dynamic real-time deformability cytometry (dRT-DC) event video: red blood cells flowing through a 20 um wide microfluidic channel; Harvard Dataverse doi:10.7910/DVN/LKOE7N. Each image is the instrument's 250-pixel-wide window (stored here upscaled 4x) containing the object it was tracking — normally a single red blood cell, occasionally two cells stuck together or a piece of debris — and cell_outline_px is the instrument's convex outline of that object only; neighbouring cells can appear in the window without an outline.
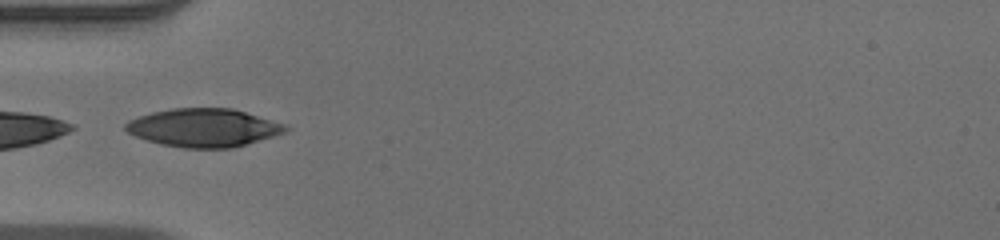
{"species": "human", "species_latin": "Homo sapiens", "temperature_condition": "warm", "stored_images_in_passage": 36, "camera_frame_rate_fps": 3000, "um_per_image_px": 0.085, "donor": {"sex": "male"}, "frame": {"image": 1, "passage_image": 1, "time_ms": 0.0, "image_size_px": [1000, 240], "cell_outline_px": [[288, 128], [284, 132], [272, 136], [232, 148], [184, 148], [164, 144], [148, 140], [136, 136], [128, 132], [124, 128], [124, 124], [128, 120], [152, 112], [172, 108], [232, 108], [288, 124]], "centroid_in_image_um": [17.31, 10.84], "position_along_channel_um": 67.7, "area_um2": 35.43}}
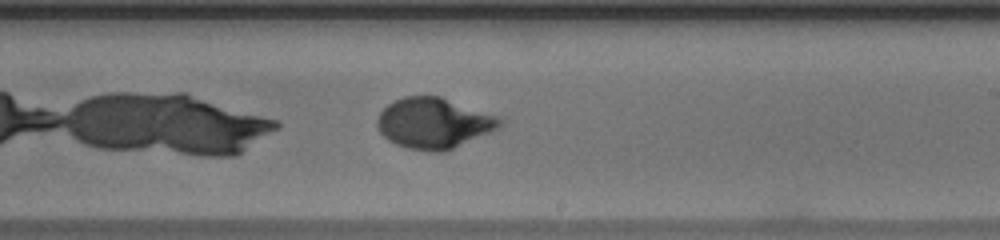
{"frame": {"image": 2, "passage_image": 15, "time_ms": 4.667, "image_size_px": [1000, 240], "cell_outline_px": [[504, 124], [488, 132], [444, 152], [432, 152], [408, 148], [396, 144], [388, 140], [380, 132], [376, 124], [376, 120], [380, 112], [392, 100], [404, 96], [440, 96], [500, 116], [504, 120]], "centroid_in_image_um": [36.85, 10.45], "position_along_channel_um": 252.1, "area_um2": 36.18}}
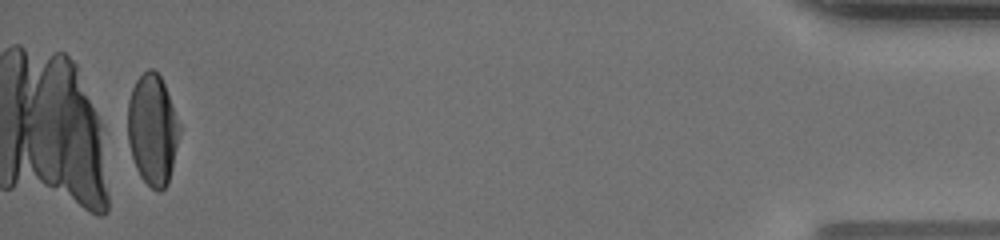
{"frame": {"image": 3, "passage_image": 34, "time_ms": 11.0, "image_size_px": [1000, 240], "cell_outline_px": [[180, 132], [168, 184], [160, 192], [156, 192], [140, 176], [136, 168], [128, 144], [128, 100], [132, 88], [136, 80], [148, 68], [152, 68], [160, 76], [164, 84], [180, 124]], "centroid_in_image_um": [12.96, 11.03], "position_along_channel_um": 422.2, "area_um2": 33.35}, "authors_computed_cell_mechanics": {"area_um2": 35.4603, "velocity_mm_per_s": 3.9587, "shape_relaxation_time_tau1_ms": 5.6807, "shape_relaxation_time_tau2_ms": null, "deformation_change_tau1": 0.2438, "deformation_change_tau2": null}}